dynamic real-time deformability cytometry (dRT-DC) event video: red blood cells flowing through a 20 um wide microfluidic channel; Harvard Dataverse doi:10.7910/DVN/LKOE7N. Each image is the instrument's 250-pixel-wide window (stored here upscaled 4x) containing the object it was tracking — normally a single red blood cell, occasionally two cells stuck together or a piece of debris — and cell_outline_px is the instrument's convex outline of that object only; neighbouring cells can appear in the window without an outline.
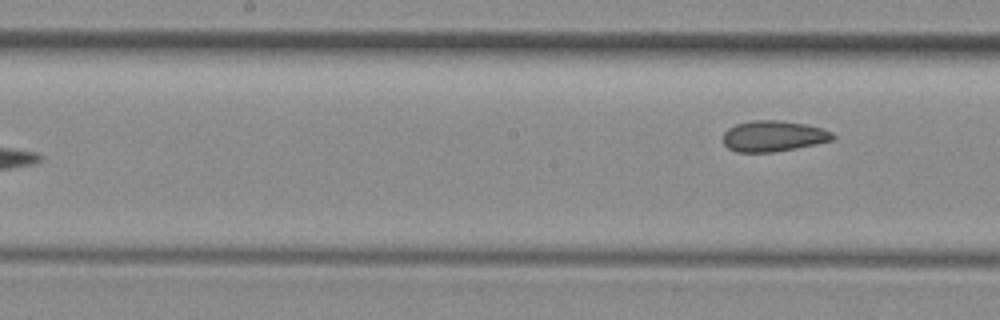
{"species": "common noctule bat (a hibernating species)", "species_latin": "Nyctalus noctula", "temperature_condition": "room temperature", "stored_images_in_passage": 8, "segment_of_instrument_passage": [2, 2], "camera_frame_rate_fps": 3000, "um_per_image_px": 0.085, "animal": {"sex": "female", "body_mass_g": 29.2, "forearm_length_mm": 56.3}, "frame": {"image": 1, "passage_image": 8, "time_ms": 2.333, "image_size_px": [1000, 320], "cell_outline_px": [[836, 136], [832, 140], [816, 144], [796, 148], [772, 152], [736, 152], [728, 148], [724, 144], [724, 132], [728, 128], [736, 124], [752, 120], [780, 120], [804, 124], [820, 128], [832, 132]], "centroid_in_image_um": [65.72, 11.57], "position_along_channel_um": 182.5, "area_um2": 19.65}}